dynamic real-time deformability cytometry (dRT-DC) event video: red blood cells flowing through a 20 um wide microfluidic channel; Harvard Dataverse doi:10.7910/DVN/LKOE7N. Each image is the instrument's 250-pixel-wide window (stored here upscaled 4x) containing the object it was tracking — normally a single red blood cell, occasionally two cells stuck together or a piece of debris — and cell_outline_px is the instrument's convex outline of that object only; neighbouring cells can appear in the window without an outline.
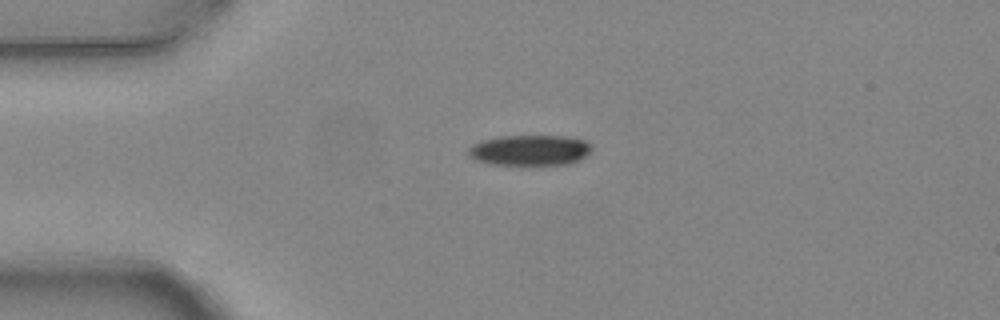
{"species": "common noctule bat (a hibernating species)", "species_latin": "Nyctalus noctula", "temperature_condition": "warm", "stored_images_in_passage": 4, "camera_frame_rate_fps": 3000, "um_per_image_px": 0.085, "animal": {"sex": "female", "body_mass_g": 24.6, "forearm_length_mm": 56.2}, "frame": {"image": 1, "passage_image": 1, "time_ms": 0.0, "image_size_px": [1000, 320], "cell_outline_px": [[592, 148], [580, 160], [568, 164], [492, 164], [476, 160], [468, 152], [468, 148], [472, 144], [480, 140], [500, 136], [564, 136], [588, 140]], "centroid_in_image_um": [45.04, 12.75], "position_along_channel_um": 40.0, "area_um2": 21.85}}
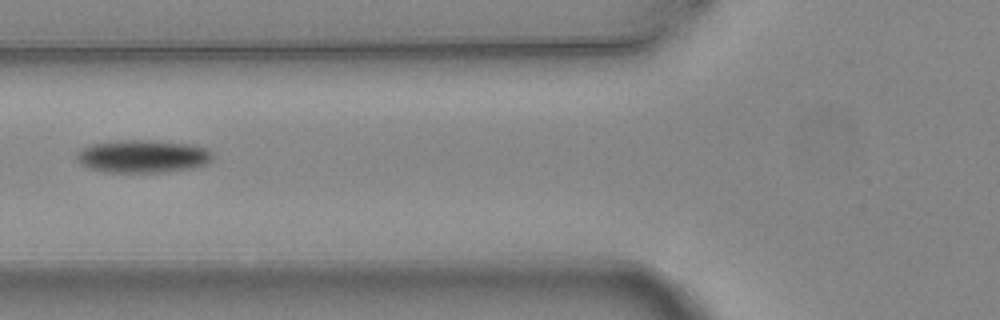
{"frame": {"image": 2, "passage_image": 3, "time_ms": 0.667, "image_size_px": [1000, 320], "cell_outline_px": [[212, 160], [208, 164], [192, 168], [156, 172], [108, 172], [88, 168], [80, 164], [76, 160], [76, 152], [80, 148], [92, 144], [120, 140], [148, 140], [196, 144], [208, 148], [212, 152]], "centroid_in_image_um": [12.14, 13.27], "position_along_channel_um": 113.7, "area_um2": 26.3}}
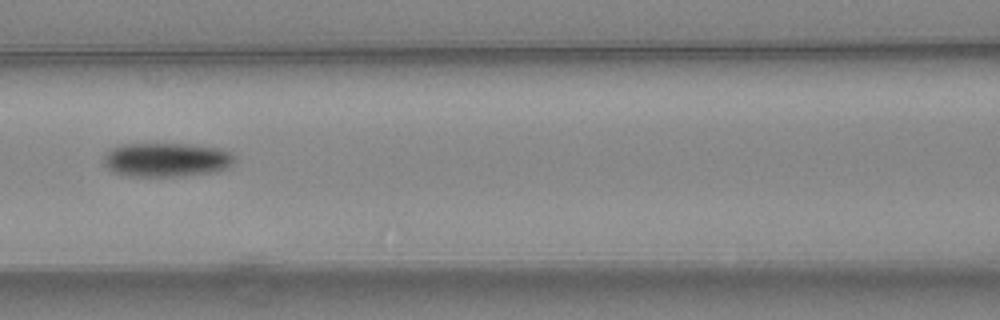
{"frame": {"image": 3, "passage_image": 4, "time_ms": 1.0, "image_size_px": [1000, 320], "cell_outline_px": [[236, 160], [228, 168], [216, 172], [184, 176], [128, 176], [112, 172], [104, 168], [104, 152], [112, 148], [124, 144], [188, 144], [220, 148], [232, 152], [236, 156]], "centroid_in_image_um": [14.17, 13.59], "position_along_channel_um": 152.4, "area_um2": 26.47}}